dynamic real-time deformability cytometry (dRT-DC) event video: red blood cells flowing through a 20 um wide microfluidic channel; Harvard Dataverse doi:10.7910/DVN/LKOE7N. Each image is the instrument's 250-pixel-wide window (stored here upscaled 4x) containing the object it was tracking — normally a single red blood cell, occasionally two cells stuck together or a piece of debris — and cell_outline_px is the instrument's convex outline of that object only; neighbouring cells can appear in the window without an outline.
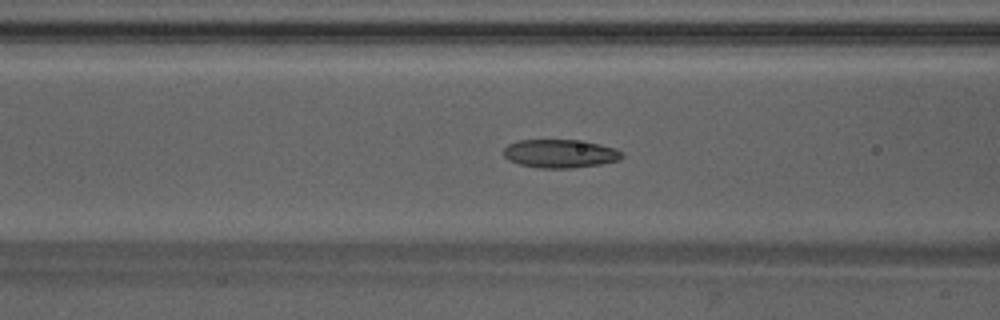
{"species": "Egyptian fruit bat (a non-hibernating species)", "species_latin": "Rousettus aegyptiacus", "temperature_condition": "warm", "stored_images_in_passage": 49, "camera_frame_rate_fps": 3000, "um_per_image_px": 0.085, "animal": {"sex": "male"}, "frame": {"image": 1, "passage_image": 20, "time_ms": 6.333, "image_size_px": [1000, 320], "cell_outline_px": [[624, 156], [620, 160], [600, 164], [572, 168], [540, 168], [520, 164], [508, 160], [504, 156], [504, 148], [508, 144], [520, 140], [576, 140], [600, 144], [616, 148], [624, 152]], "centroid_in_image_um": [47.64, 13.06], "position_along_channel_um": 119.0, "area_um2": 19.65}}
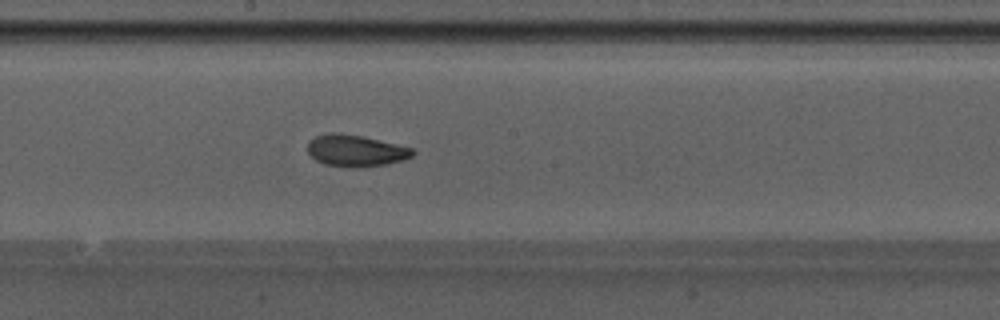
{"frame": {"image": 2, "passage_image": 27, "time_ms": 8.667, "image_size_px": [1000, 320], "cell_outline_px": [[416, 152], [412, 156], [404, 160], [388, 164], [356, 168], [348, 168], [324, 164], [316, 160], [308, 152], [308, 144], [316, 136], [332, 132], [360, 136], [396, 144], [412, 148]], "centroid_in_image_um": [30.25, 12.83], "position_along_channel_um": 217.9, "area_um2": 19.25}}
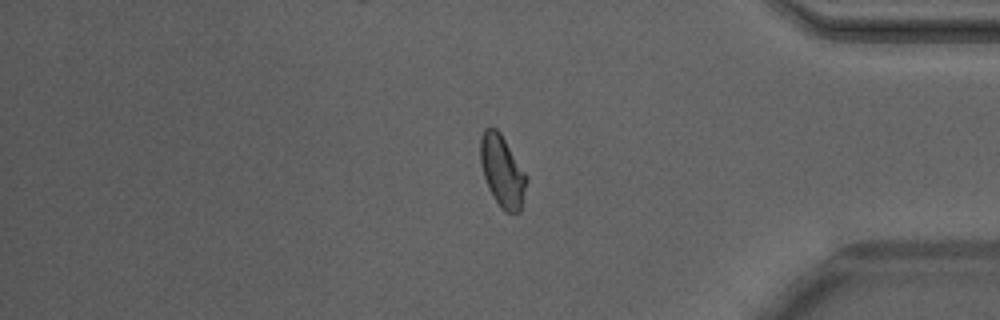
{"frame": {"image": 3, "passage_image": 41, "time_ms": 13.333, "image_size_px": [1000, 320], "cell_outline_px": [[528, 180], [520, 212], [504, 212], [492, 196], [488, 188], [484, 176], [480, 160], [480, 136], [484, 128], [488, 124], [496, 128], [500, 132], [528, 176]], "centroid_in_image_um": [42.69, 14.51], "position_along_channel_um": 392.5, "area_um2": 19.54}, "authors_computed_cell_mechanics": {"area_um2": 19.5364, "velocity_mm_per_s": 4.2418, "shape_relaxation_time_tau1_ms": 5.0902, "shape_relaxation_time_tau2_ms": 1.8371, "deformation_change_tau1": 0.1256, "deformation_change_tau2": 0.0791}}